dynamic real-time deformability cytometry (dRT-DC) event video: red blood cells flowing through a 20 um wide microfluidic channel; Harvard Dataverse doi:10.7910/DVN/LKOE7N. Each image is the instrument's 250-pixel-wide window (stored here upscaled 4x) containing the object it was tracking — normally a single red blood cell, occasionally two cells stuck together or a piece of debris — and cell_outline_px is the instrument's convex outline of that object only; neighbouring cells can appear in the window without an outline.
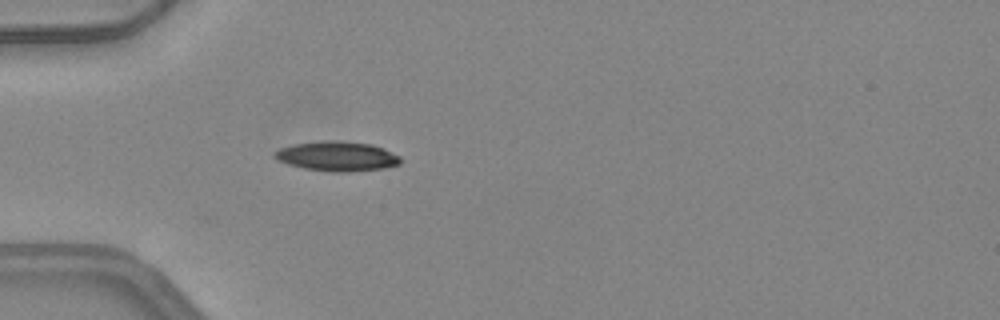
{"species": "common noctule bat (a hibernating species)", "species_latin": "Nyctalus noctula", "temperature_condition": "warm", "stored_images_in_passage": 28, "camera_frame_rate_fps": 3000, "um_per_image_px": 0.085, "animal": {"sex": "female", "body_mass_g": 24.6, "forearm_length_mm": 56.2}, "frame": {"image": 1, "passage_image": 1, "time_ms": 0.0, "image_size_px": [1000, 320], "cell_outline_px": [[400, 164], [384, 168], [348, 172], [336, 172], [304, 168], [288, 164], [272, 156], [280, 148], [296, 144], [324, 140], [336, 140], [372, 144], [384, 148], [400, 156]], "centroid_in_image_um": [28.69, 13.27], "position_along_channel_um": 56.3, "area_um2": 21.62}}
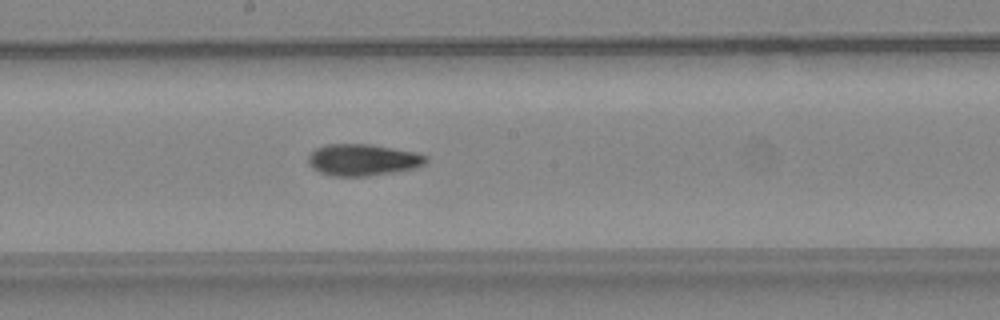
{"frame": {"image": 2, "passage_image": 13, "time_ms": 4.0, "image_size_px": [1000, 320], "cell_outline_px": [[428, 160], [424, 164], [416, 168], [396, 172], [368, 176], [332, 176], [320, 172], [312, 168], [308, 160], [308, 156], [316, 148], [324, 144], [368, 144], [416, 152], [428, 156]], "centroid_in_image_um": [30.86, 13.59], "position_along_channel_um": 217.3, "area_um2": 21.79}}
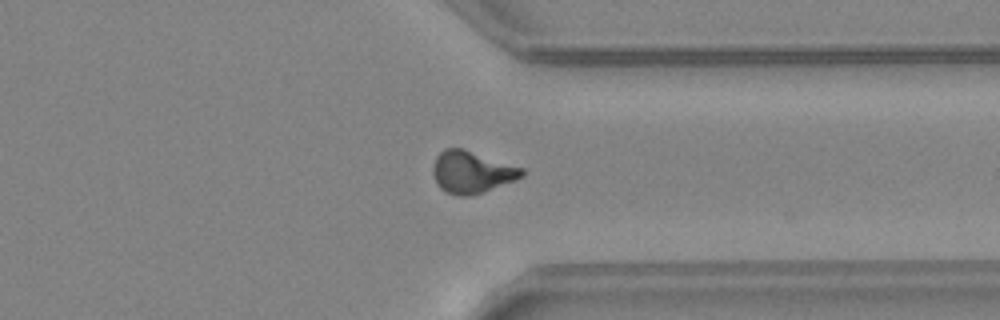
{"frame": {"image": 3, "passage_image": 24, "time_ms": 7.667, "image_size_px": [1000, 320], "cell_outline_px": [[524, 176], [480, 192], [468, 196], [460, 196], [448, 192], [440, 188], [436, 184], [432, 172], [432, 164], [436, 156], [444, 148], [464, 148], [524, 168]], "centroid_in_image_um": [40.05, 14.59], "position_along_channel_um": 371.3, "area_um2": 21.68}, "authors_computed_cell_mechanics": {"area_um2": 21.4149, "velocity_mm_per_s": 4.242, "shape_relaxation_time_tau1_ms": null, "shape_relaxation_time_tau2_ms": 3.0713, "deformation_change_tau1": null, "deformation_change_tau2": 0.1074}}